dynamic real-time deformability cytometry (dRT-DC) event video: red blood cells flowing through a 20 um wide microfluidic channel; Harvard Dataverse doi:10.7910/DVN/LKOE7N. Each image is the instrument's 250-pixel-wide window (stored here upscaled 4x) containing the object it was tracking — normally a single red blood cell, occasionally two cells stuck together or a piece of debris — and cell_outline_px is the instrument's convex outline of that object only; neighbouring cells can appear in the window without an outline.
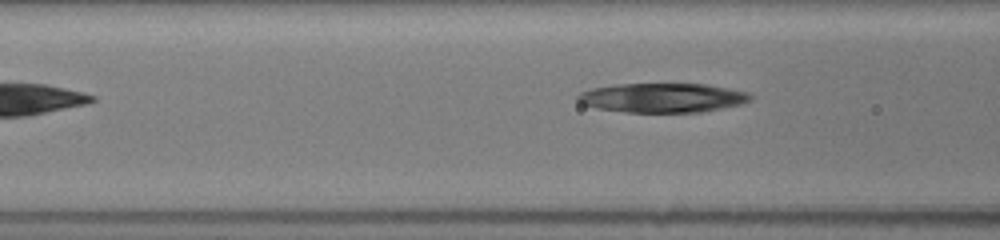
{"species": "common noctule bat (a hibernating species)", "species_latin": "Nyctalus noctula", "temperature_condition": "room temperature", "stored_images_in_passage": 12, "camera_frame_rate_fps": 3000, "um_per_image_px": 0.085, "animal": {"sex": "female", "body_mass_g": 19.5, "forearm_length_mm": 54.1}, "frame": {"image": 1, "passage_image": 12, "time_ms": 6.333, "image_size_px": [1000, 240], "cell_outline_px": [[752, 100], [740, 104], [700, 112], [624, 112], [596, 108], [580, 104], [576, 100], [576, 96], [580, 92], [592, 88], [616, 84], [708, 84], [748, 92], [752, 96]], "centroid_in_image_um": [56.27, 8.31], "position_along_channel_um": 110.3, "area_um2": 29.59}}